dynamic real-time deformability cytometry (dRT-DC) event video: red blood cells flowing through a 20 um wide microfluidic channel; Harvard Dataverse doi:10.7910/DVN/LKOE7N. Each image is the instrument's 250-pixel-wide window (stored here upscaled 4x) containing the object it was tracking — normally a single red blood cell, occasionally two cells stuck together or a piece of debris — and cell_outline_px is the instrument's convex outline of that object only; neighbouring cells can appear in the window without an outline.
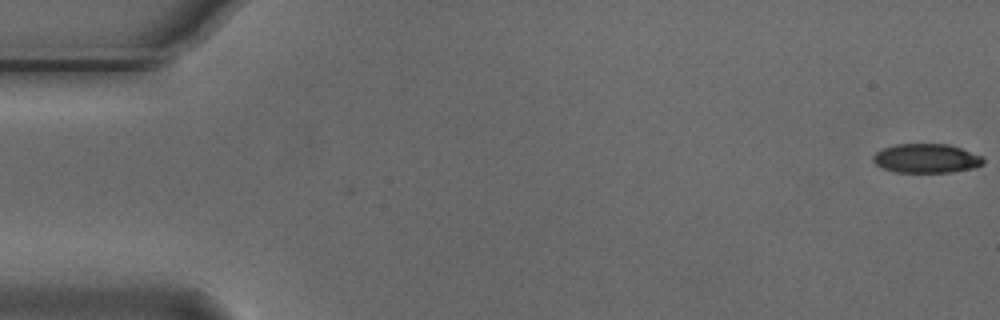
{"species": "Egyptian fruit bat (a non-hibernating species)", "species_latin": "Rousettus aegyptiacus", "temperature_condition": "cold", "stored_images_in_passage": 6, "camera_frame_rate_fps": 3000, "um_per_image_px": 0.085, "animal": {"sex": "male"}, "frame": {"image": 1, "passage_image": 1, "time_ms": 0.0, "image_size_px": [1000, 320], "cell_outline_px": [[984, 164], [976, 168], [952, 172], [896, 172], [880, 168], [872, 160], [872, 156], [876, 152], [884, 148], [896, 144], [948, 144], [960, 148], [980, 156], [984, 160]], "centroid_in_image_um": [78.72, 13.47], "position_along_channel_um": 6.3, "area_um2": 18.73}}
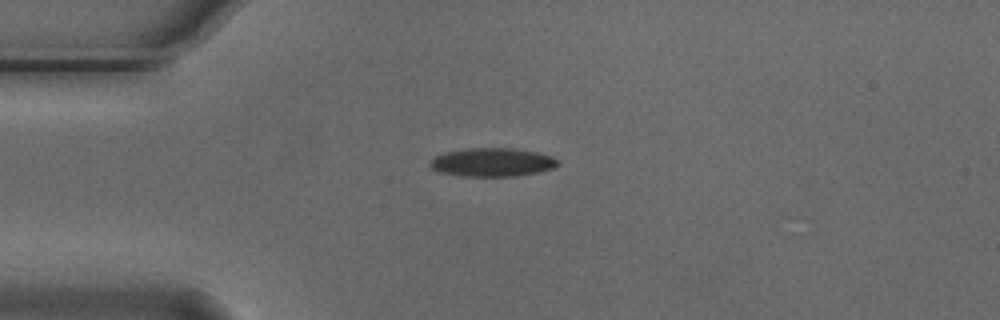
{"frame": {"image": 2, "passage_image": 4, "time_ms": 1.0, "image_size_px": [1000, 320], "cell_outline_px": [[560, 164], [552, 168], [536, 172], [516, 176], [460, 176], [440, 172], [432, 168], [428, 164], [436, 156], [444, 152], [468, 148], [512, 148], [536, 152], [552, 156], [560, 160]], "centroid_in_image_um": [41.85, 13.79], "position_along_channel_um": 43.2, "area_um2": 21.21}}
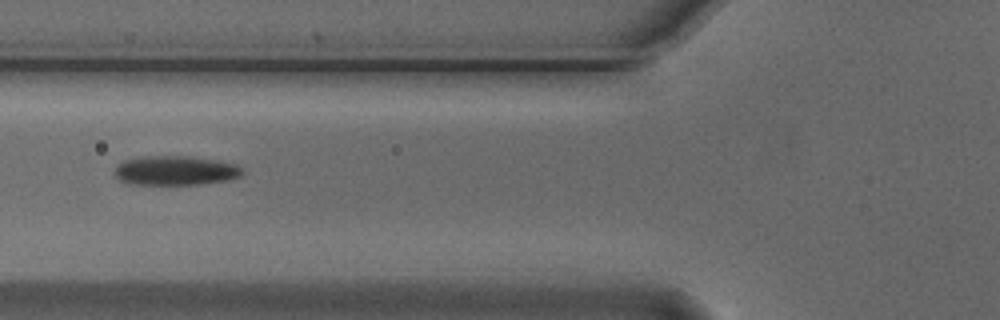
{"frame": {"image": 3, "passage_image": 6, "time_ms": 1.667, "image_size_px": [1000, 320], "cell_outline_px": [[244, 176], [232, 180], [200, 184], [132, 184], [120, 180], [116, 176], [116, 168], [124, 160], [144, 156], [188, 156], [216, 160], [236, 164], [244, 168]], "centroid_in_image_um": [15.02, 14.5], "position_along_channel_um": 110.8, "area_um2": 21.96}}